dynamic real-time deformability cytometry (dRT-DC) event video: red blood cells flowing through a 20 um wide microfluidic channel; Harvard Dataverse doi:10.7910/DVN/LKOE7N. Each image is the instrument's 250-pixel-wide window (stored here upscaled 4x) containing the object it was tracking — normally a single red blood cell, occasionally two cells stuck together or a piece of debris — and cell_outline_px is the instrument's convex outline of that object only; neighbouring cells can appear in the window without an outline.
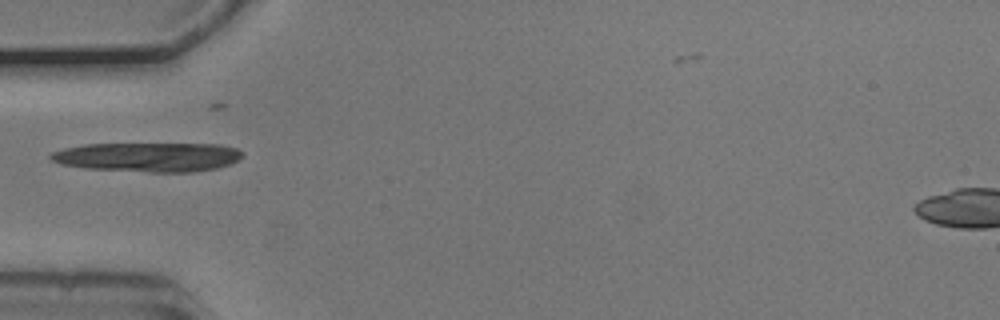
{"species": "common noctule bat (a hibernating species)", "species_latin": "Nyctalus noctula", "temperature_condition": "cold", "stored_images_in_passage": 27, "camera_frame_rate_fps": 3000, "um_per_image_px": 0.085, "animal": {"sex": "male", "body_mass_g": 20.5, "forearm_length_mm": 52.5}, "frame": {"image": 1, "passage_image": 1, "time_ms": 0.0, "image_size_px": [1000, 320], "cell_outline_px": [[244, 156], [228, 164], [216, 168], [196, 172], [148, 172], [84, 168], [60, 164], [52, 160], [48, 156], [52, 152], [64, 148], [84, 144], [220, 144], [236, 148], [244, 152]], "centroid_in_image_um": [12.58, 13.35], "position_along_channel_um": 72.4, "area_um2": 32.83}}
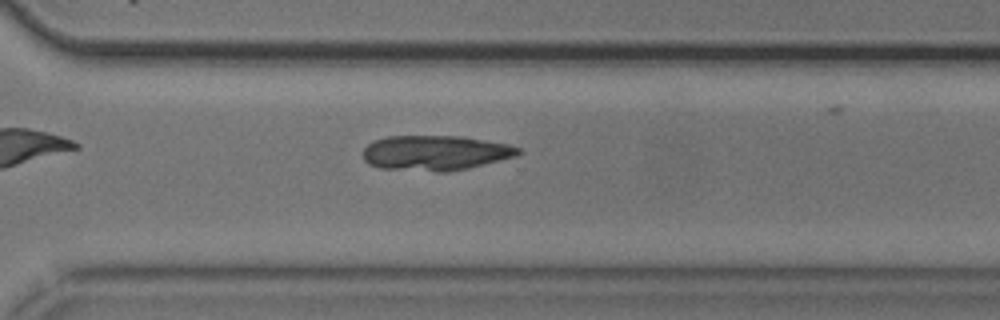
{"frame": {"image": 2, "passage_image": 22, "time_ms": 7.0, "image_size_px": [1000, 320], "cell_outline_px": [[524, 152], [516, 156], [468, 168], [448, 172], [436, 172], [380, 168], [368, 164], [364, 160], [364, 148], [368, 144], [376, 140], [388, 136], [460, 136], [508, 144], [520, 148]], "centroid_in_image_um": [37.01, 13.0], "position_along_channel_um": 333.6, "area_um2": 31.73}}